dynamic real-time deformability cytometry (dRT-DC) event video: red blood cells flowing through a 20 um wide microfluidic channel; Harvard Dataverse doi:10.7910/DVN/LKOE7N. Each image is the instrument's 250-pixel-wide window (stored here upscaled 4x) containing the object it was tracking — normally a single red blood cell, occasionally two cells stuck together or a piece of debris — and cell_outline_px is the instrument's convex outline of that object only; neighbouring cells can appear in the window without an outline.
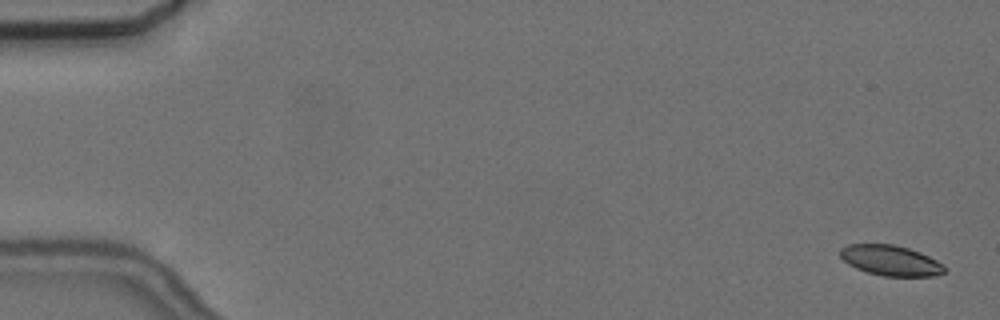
{"species": "common noctule bat (a hibernating species)", "species_latin": "Nyctalus noctula", "temperature_condition": "cold", "stored_images_in_passage": 3, "camera_frame_rate_fps": 3000, "um_per_image_px": 0.085, "animal": {"sex": "female", "body_mass_g": 24.6, "forearm_length_mm": 56.2}, "frame": {"image": 1, "passage_image": 1, "time_ms": 0.0, "image_size_px": [1000, 320], "cell_outline_px": [[948, 272], [936, 276], [884, 276], [868, 272], [856, 268], [848, 264], [840, 256], [840, 248], [848, 244], [892, 244], [908, 248], [920, 252], [944, 264], [948, 268]], "centroid_in_image_um": [75.75, 22.14], "position_along_channel_um": 9.2, "area_um2": 18.61}}